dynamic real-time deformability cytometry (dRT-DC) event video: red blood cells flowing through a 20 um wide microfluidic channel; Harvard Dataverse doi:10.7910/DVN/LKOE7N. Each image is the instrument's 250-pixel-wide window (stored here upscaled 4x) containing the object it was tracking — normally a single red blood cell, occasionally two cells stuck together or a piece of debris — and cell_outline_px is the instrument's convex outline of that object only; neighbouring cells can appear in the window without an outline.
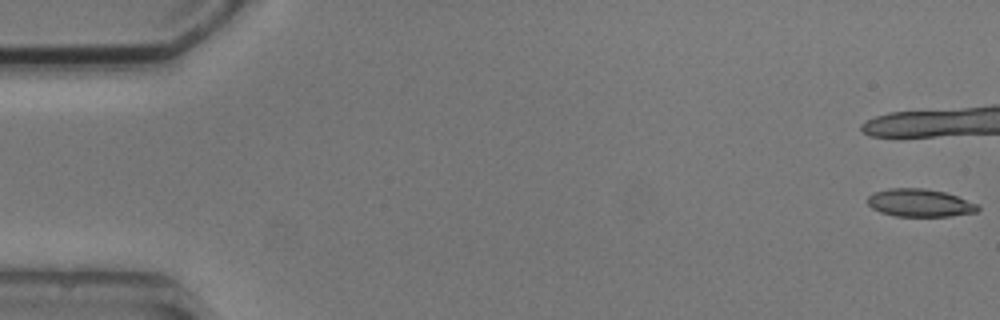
{"species": "common noctule bat (a hibernating species)", "species_latin": "Nyctalus noctula", "temperature_condition": "cold", "stored_images_in_passage": 5, "camera_frame_rate_fps": 3000, "um_per_image_px": 0.085, "animal": {"sex": "male", "body_mass_g": 20.5, "forearm_length_mm": 52.5}, "frame": {"image": 1, "passage_image": 1, "time_ms": 0.0, "image_size_px": [1000, 320], "cell_outline_px": [[980, 208], [976, 212], [952, 216], [896, 216], [880, 212], [872, 208], [868, 204], [868, 196], [872, 192], [888, 188], [924, 188], [944, 192], [980, 204]], "centroid_in_image_um": [78.18, 17.24], "position_along_channel_um": 6.8, "area_um2": 17.98}}